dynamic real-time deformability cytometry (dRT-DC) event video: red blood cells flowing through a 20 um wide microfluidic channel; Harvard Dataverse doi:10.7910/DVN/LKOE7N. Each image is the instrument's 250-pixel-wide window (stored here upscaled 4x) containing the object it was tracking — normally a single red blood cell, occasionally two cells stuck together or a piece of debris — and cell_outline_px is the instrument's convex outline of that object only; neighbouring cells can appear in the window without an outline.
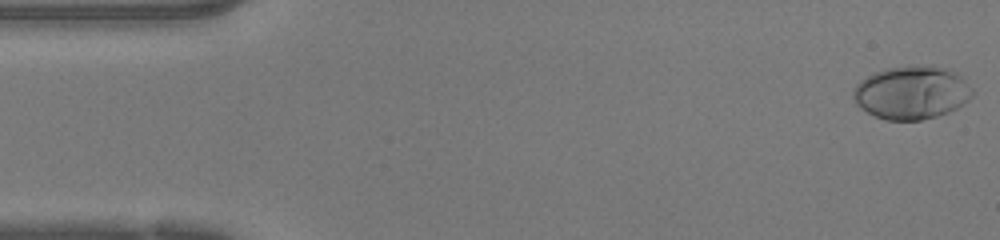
{"species": "human", "species_latin": "Homo sapiens", "temperature_condition": "warm", "stored_images_in_passage": 47, "camera_frame_rate_fps": 3000, "um_per_image_px": 0.085, "donor": {"sex": "female"}, "frame": {"image": 1, "passage_image": 1, "time_ms": 0.0, "image_size_px": [1000, 240], "cell_outline_px": [[976, 92], [964, 104], [948, 112], [936, 116], [920, 120], [888, 120], [876, 116], [860, 108], [856, 104], [852, 96], [852, 92], [856, 84], [860, 80], [872, 72], [884, 68], [912, 64], [916, 64], [948, 68], [956, 72]], "centroid_in_image_um": [77.48, 7.84], "position_along_channel_um": 7.5, "area_um2": 37.45}}
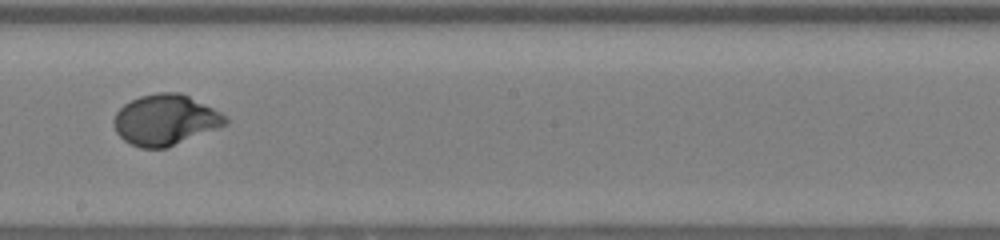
{"frame": {"image": 2, "passage_image": 26, "time_ms": 8.333, "image_size_px": [1000, 240], "cell_outline_px": [[228, 124], [168, 148], [140, 148], [124, 140], [116, 132], [112, 124], [112, 120], [116, 112], [124, 104], [140, 96], [156, 92], [180, 92], [220, 112], [228, 120]], "centroid_in_image_um": [14.02, 10.2], "position_along_channel_um": 234.2, "area_um2": 32.95}}
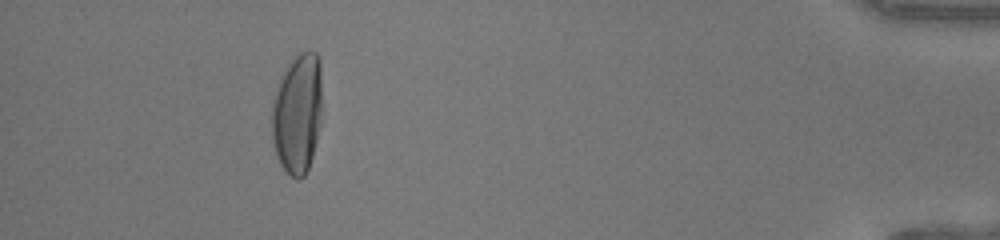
{"frame": {"image": 3, "passage_image": 43, "time_ms": 14.0, "image_size_px": [1000, 240], "cell_outline_px": [[320, 124], [312, 156], [308, 168], [304, 176], [300, 180], [296, 180], [280, 164], [276, 156], [272, 140], [272, 104], [284, 68], [300, 52], [308, 48], [316, 52], [320, 56]], "centroid_in_image_um": [25.27, 9.62], "position_along_channel_um": 409.9, "area_um2": 35.14}, "authors_computed_cell_mechanics": {"area_um2": 32.4836, "velocity_mm_per_s": 4.2578, "shape_relaxation_time_tau1_ms": 3.2804, "shape_relaxation_time_tau2_ms": null, "deformation_change_tau1": 0.2014, "deformation_change_tau2": null}}